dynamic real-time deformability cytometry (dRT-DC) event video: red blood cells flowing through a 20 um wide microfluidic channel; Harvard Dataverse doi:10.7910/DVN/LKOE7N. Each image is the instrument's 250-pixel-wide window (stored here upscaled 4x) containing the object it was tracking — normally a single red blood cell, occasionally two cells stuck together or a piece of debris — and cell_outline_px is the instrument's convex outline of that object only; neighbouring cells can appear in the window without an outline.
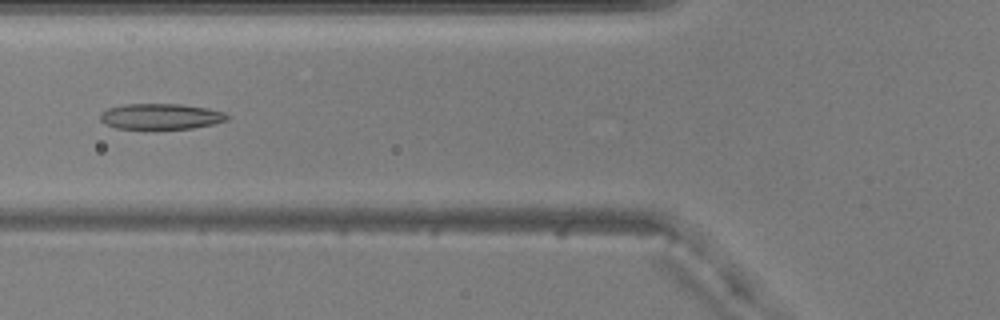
{"species": "common noctule bat (a hibernating species)", "species_latin": "Nyctalus noctula", "temperature_condition": "warm", "stored_images_in_passage": 45, "camera_frame_rate_fps": 3000, "um_per_image_px": 0.085, "animal": {"sex": "male", "body_mass_g": 20.5, "forearm_length_mm": 52.5}, "frame": {"image": 1, "passage_image": 11, "time_ms": 3.333, "image_size_px": [1000, 320], "cell_outline_px": [[228, 120], [212, 124], [192, 128], [116, 128], [104, 124], [100, 120], [100, 112], [108, 108], [124, 104], [180, 104], [208, 108], [224, 112], [228, 116]], "centroid_in_image_um": [13.64, 9.88], "position_along_channel_um": 112.2, "area_um2": 18.9}}
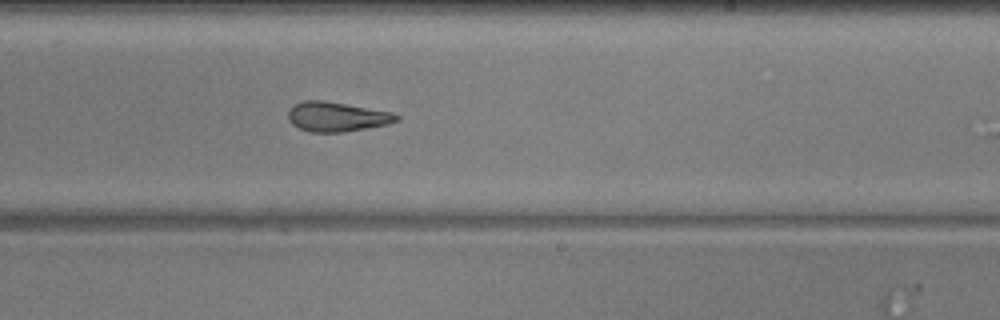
{"frame": {"image": 2, "passage_image": 23, "time_ms": 7.333, "image_size_px": [1000, 320], "cell_outline_px": [[400, 120], [388, 124], [344, 132], [308, 132], [292, 124], [288, 120], [288, 112], [296, 104], [304, 100], [324, 100], [392, 112], [400, 116]], "centroid_in_image_um": [28.64, 9.92], "position_along_channel_um": 260.4, "area_um2": 18.67}}
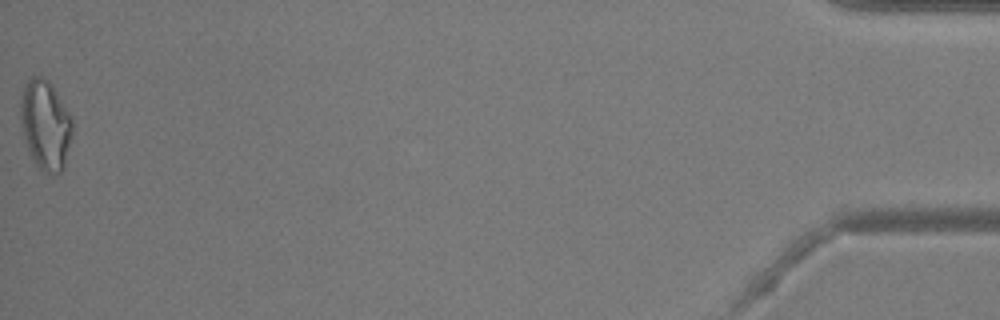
{"frame": {"image": 3, "passage_image": 45, "time_ms": 14.667, "image_size_px": [1000, 320], "cell_outline_px": [[72, 136], [64, 168], [60, 172], [52, 176], [48, 176], [36, 164], [28, 148], [24, 136], [20, 120], [20, 92], [24, 84], [32, 76], [44, 76], [52, 84], [72, 116]], "centroid_in_image_um": [3.87, 10.59], "position_along_channel_um": 431.3, "area_um2": 27.57}, "authors_computed_cell_mechanics": {"area_um2": 19.7676, "velocity_mm_per_s": 3.702, "shape_relaxation_time_tau1_ms": 5.7342, "shape_relaxation_time_tau2_ms": 2.0164, "deformation_change_tau1": 0.1867, "deformation_change_tau2": 0.1107}}